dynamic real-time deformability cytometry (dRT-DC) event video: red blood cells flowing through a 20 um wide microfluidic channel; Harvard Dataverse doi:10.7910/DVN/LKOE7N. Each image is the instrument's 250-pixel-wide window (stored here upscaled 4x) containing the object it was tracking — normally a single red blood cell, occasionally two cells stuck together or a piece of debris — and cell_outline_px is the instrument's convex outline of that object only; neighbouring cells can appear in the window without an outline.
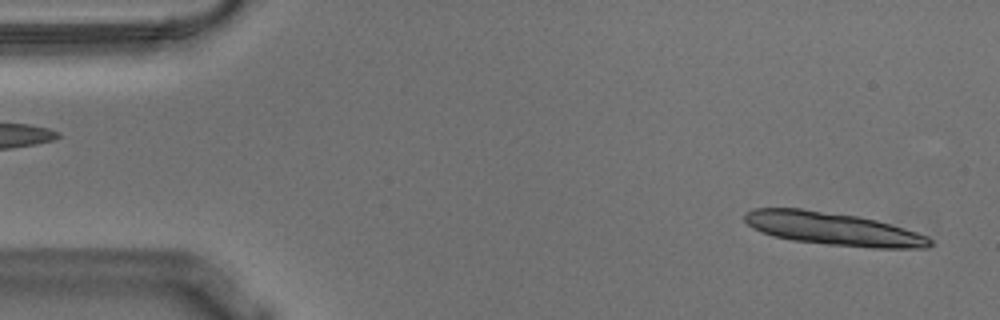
{"species": "Egyptian fruit bat (a non-hibernating species)", "species_latin": "Rousettus aegyptiacus", "temperature_condition": "warm", "stored_images_in_passage": 13, "camera_frame_rate_fps": 3000, "um_per_image_px": 0.085, "animal": {"sex": "male"}, "frame": {"image": 1, "passage_image": 2, "time_ms": 0.333, "image_size_px": [1000, 320], "cell_outline_px": [[932, 244], [928, 248], [872, 248], [824, 244], [792, 240], [772, 236], [760, 232], [752, 228], [744, 220], [744, 212], [752, 208], [800, 208], [860, 216], [876, 220], [904, 228], [928, 236], [932, 240]], "centroid_in_image_um": [70.78, 19.45], "position_along_channel_um": 14.2, "area_um2": 35.84}}